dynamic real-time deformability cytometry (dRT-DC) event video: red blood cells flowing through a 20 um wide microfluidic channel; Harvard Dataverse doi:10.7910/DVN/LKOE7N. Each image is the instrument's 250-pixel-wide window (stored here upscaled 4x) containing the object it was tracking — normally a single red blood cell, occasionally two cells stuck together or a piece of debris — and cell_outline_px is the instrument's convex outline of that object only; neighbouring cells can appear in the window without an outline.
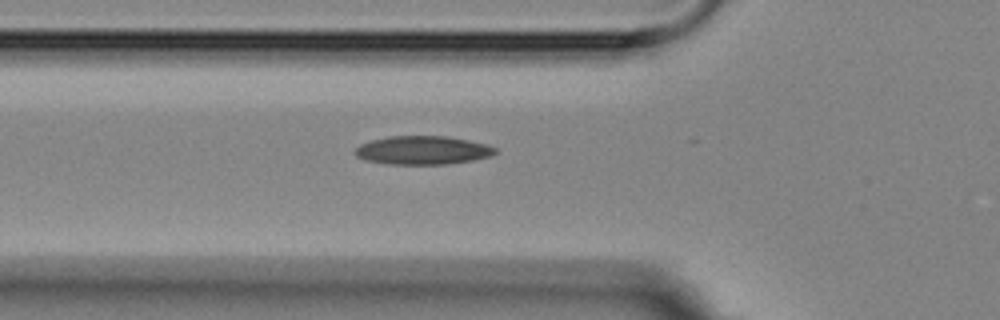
{"species": "Egyptian fruit bat (a non-hibernating species)", "species_latin": "Rousettus aegyptiacus", "temperature_condition": "room temperature", "stored_images_in_passage": 5, "camera_frame_rate_fps": 3000, "um_per_image_px": 0.085, "animal": {"sex": "female"}, "frame": {"image": 1, "passage_image": 5, "time_ms": 5.667, "image_size_px": [1000, 320], "cell_outline_px": [[496, 152], [492, 156], [472, 160], [448, 164], [388, 164], [364, 160], [356, 156], [352, 152], [360, 144], [372, 140], [388, 136], [448, 136], [488, 144], [496, 148]], "centroid_in_image_um": [35.92, 12.77], "position_along_channel_um": 89.9, "area_um2": 23.47}}